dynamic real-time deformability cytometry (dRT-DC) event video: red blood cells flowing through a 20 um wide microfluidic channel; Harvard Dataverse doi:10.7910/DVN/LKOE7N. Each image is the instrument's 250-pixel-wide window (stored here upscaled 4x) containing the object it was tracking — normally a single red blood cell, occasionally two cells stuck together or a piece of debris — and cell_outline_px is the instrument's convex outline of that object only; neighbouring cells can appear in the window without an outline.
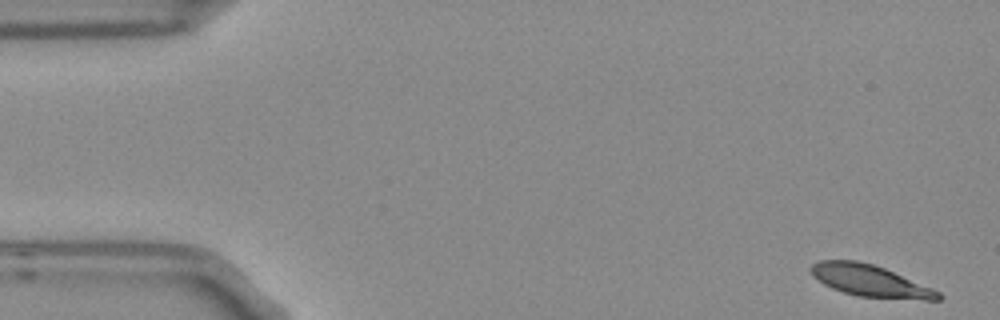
{"species": "Egyptian fruit bat (a non-hibernating species)", "species_latin": "Rousettus aegyptiacus", "temperature_condition": "room temperature", "stored_images_in_passage": 5, "camera_frame_rate_fps": 3000, "um_per_image_px": 0.085, "frame": {"image": 1, "passage_image": 1, "time_ms": 0.0, "image_size_px": [1000, 320], "cell_outline_px": [[944, 296], [940, 300], [924, 300], [856, 296], [832, 288], [824, 284], [812, 276], [812, 264], [820, 260], [856, 260], [872, 264], [884, 268], [932, 288], [940, 292]], "centroid_in_image_um": [73.98, 23.88], "position_along_channel_um": 11.0, "area_um2": 23.35}}